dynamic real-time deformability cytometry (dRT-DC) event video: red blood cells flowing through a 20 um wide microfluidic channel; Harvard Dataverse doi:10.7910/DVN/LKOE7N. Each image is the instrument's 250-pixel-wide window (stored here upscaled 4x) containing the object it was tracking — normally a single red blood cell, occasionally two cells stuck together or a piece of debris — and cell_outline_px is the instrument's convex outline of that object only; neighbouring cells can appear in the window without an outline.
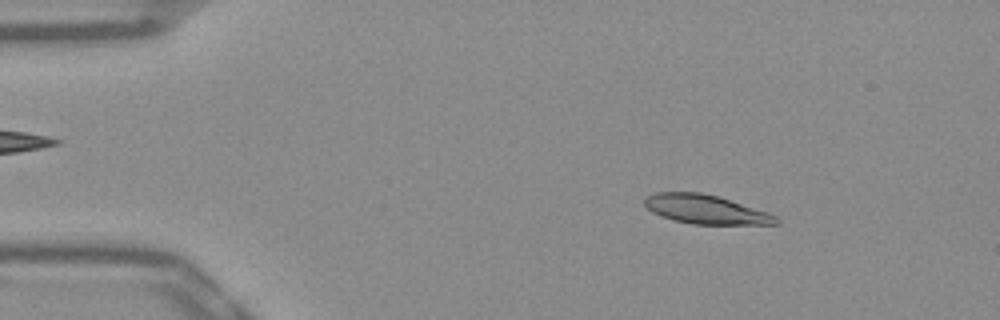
{"species": "Egyptian fruit bat (a non-hibernating species)", "species_latin": "Rousettus aegyptiacus", "temperature_condition": "warm", "stored_images_in_passage": 53, "camera_frame_rate_fps": 3000, "um_per_image_px": 0.085, "frame": {"image": 1, "passage_image": 8, "time_ms": 2.333, "image_size_px": [1000, 320], "cell_outline_px": [[780, 224], [692, 224], [672, 220], [660, 216], [652, 212], [644, 204], [644, 200], [648, 196], [656, 192], [700, 192], [720, 196], [768, 212], [776, 216], [780, 220]], "centroid_in_image_um": [60.0, 17.79], "position_along_channel_um": 25.0, "area_um2": 22.37}}
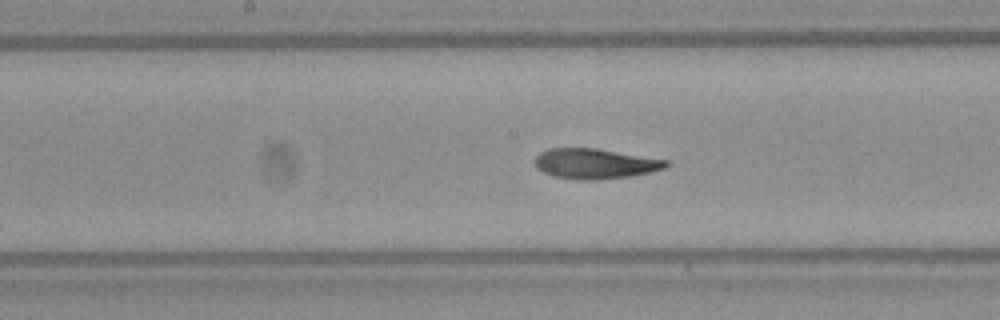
{"frame": {"image": 2, "passage_image": 27, "time_ms": 8.667, "image_size_px": [1000, 320], "cell_outline_px": [[672, 164], [664, 168], [632, 176], [596, 180], [580, 180], [552, 176], [536, 168], [532, 160], [540, 152], [548, 148], [596, 148], [668, 160]], "centroid_in_image_um": [50.55, 13.91], "position_along_channel_um": 197.7, "area_um2": 23.29}}
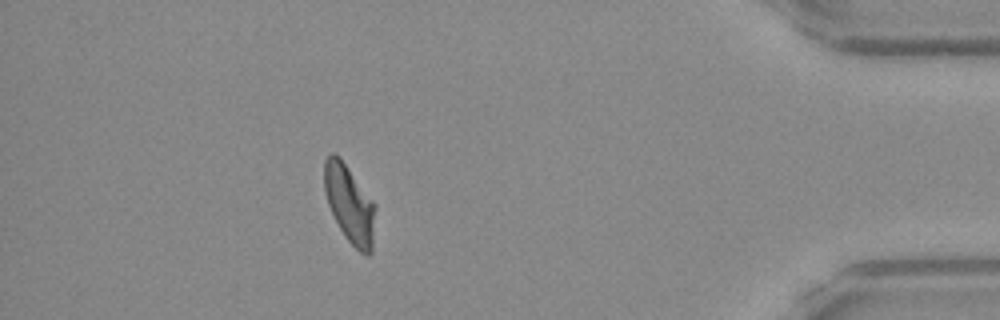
{"frame": {"image": 3, "passage_image": 47, "time_ms": 15.333, "image_size_px": [1000, 320], "cell_outline_px": [[376, 208], [372, 252], [368, 256], [360, 252], [344, 236], [328, 204], [324, 192], [324, 160], [332, 152], [340, 156], [376, 204]], "centroid_in_image_um": [29.73, 17.32], "position_along_channel_um": 405.5, "area_um2": 23.29}, "authors_computed_cell_mechanics": {"area_um2": 23.12, "velocity_mm_per_s": 3.8493, "shape_relaxation_time_tau1_ms": 8.9549, "shape_relaxation_time_tau2_ms": 2.887, "deformation_change_tau1": 0.2319, "deformation_change_tau2": 0.0925}}